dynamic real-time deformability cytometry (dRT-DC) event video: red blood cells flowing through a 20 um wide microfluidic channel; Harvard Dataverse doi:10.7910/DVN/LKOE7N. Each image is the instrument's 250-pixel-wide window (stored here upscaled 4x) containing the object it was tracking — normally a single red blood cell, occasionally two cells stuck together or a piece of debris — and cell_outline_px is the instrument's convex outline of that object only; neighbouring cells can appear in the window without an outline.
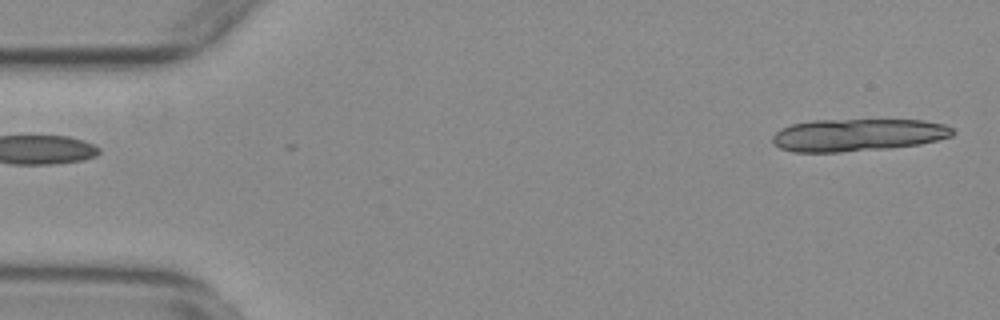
{"species": "common noctule bat (a hibernating species)", "species_latin": "Nyctalus noctula", "temperature_condition": "warm", "stored_images_in_passage": 15, "camera_frame_rate_fps": 3000, "um_per_image_px": 0.085, "animal": {"sex": "female", "body_mass_g": 29.2, "forearm_length_mm": 56.3}, "frame": {"image": 1, "passage_image": 1, "time_ms": 0.0, "image_size_px": [1000, 320], "cell_outline_px": [[956, 132], [952, 136], [920, 144], [888, 148], [840, 152], [792, 152], [780, 148], [772, 140], [772, 136], [776, 132], [792, 124], [812, 120], [924, 120], [944, 124], [952, 128]], "centroid_in_image_um": [72.92, 11.47], "position_along_channel_um": 12.1, "area_um2": 33.99}}